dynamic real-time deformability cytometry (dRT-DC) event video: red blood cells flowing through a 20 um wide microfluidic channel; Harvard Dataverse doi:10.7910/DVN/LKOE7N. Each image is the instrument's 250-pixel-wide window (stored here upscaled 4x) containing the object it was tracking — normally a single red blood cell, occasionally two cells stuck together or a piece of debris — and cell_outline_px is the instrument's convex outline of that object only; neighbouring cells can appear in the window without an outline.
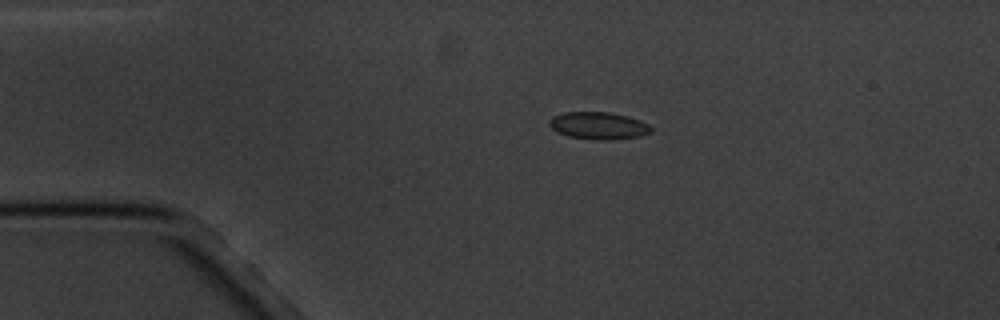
{"species": "common noctule bat (a hibernating species)", "species_latin": "Nyctalus noctula", "temperature_condition": "cold", "stored_images_in_passage": 17, "camera_frame_rate_fps": 3000, "um_per_image_px": 0.085, "animal": {"sex": "male", "body_mass_g": 20.1, "forearm_length_mm": 53.5}, "frame": {"image": 1, "passage_image": 4, "time_ms": 3.667, "image_size_px": [1000, 320], "cell_outline_px": [[652, 132], [640, 136], [612, 140], [596, 140], [568, 136], [552, 128], [548, 124], [552, 116], [564, 112], [608, 112], [628, 116], [640, 120], [648, 124], [652, 128]], "centroid_in_image_um": [50.9, 10.68], "position_along_channel_um": 34.1, "area_um2": 16.18}}
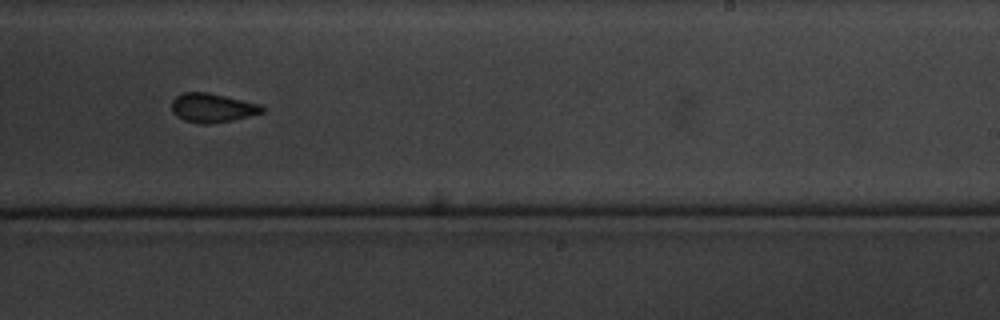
{"frame": {"image": 2, "passage_image": 11, "time_ms": 11.667, "image_size_px": [1000, 320], "cell_outline_px": [[264, 112], [232, 120], [208, 124], [200, 124], [184, 120], [176, 116], [172, 112], [172, 100], [176, 96], [184, 92], [208, 92], [260, 104], [264, 108]], "centroid_in_image_um": [18.02, 9.16], "position_along_channel_um": 271.0, "area_um2": 15.26}}
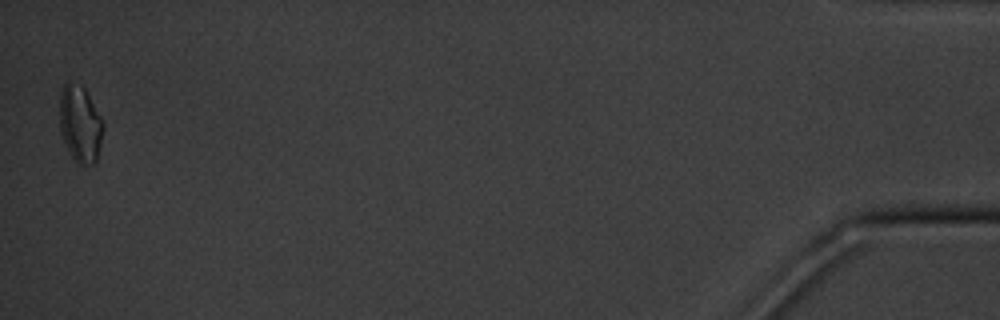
{"frame": {"image": 3, "passage_image": 17, "time_ms": 19.0, "image_size_px": [1000, 320], "cell_outline_px": [[104, 128], [96, 164], [76, 164], [72, 160], [68, 152], [60, 132], [60, 92], [64, 84], [68, 80], [80, 84], [84, 88], [104, 120]], "centroid_in_image_um": [6.82, 10.55], "position_along_channel_um": 428.4, "area_um2": 20.0}, "authors_computed_cell_mechanics": {"area_um2": 15.4904, "velocity_mm_per_s": 3.4068, "shape_relaxation_time_tau1_ms": 3.9927, "shape_relaxation_time_tau2_ms": 2.4434, "deformation_change_tau1": 0.0884, "deformation_change_tau2": 0.0569}}